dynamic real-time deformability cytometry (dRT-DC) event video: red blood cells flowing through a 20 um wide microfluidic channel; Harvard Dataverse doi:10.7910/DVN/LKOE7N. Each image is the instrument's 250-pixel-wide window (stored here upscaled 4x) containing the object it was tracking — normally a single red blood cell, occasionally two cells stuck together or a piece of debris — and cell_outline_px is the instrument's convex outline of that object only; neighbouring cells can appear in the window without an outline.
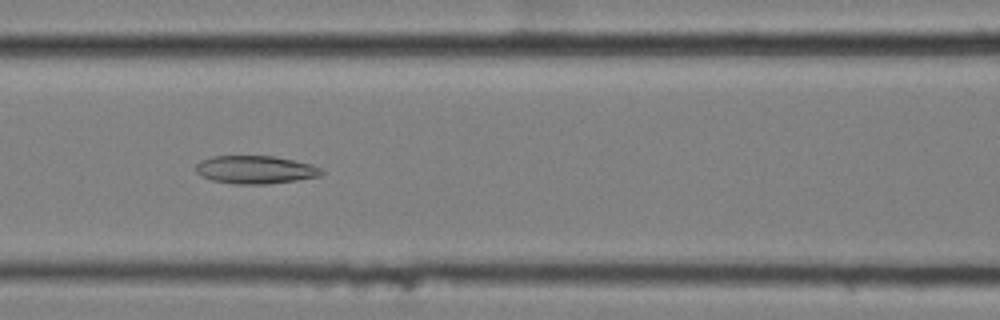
{"species": "common noctule bat (a hibernating species)", "species_latin": "Nyctalus noctula", "temperature_condition": "cold", "stored_images_in_passage": 8, "camera_frame_rate_fps": 3000, "um_per_image_px": 0.085, "animal": {"sex": "female", "body_mass_g": 25.1}, "frame": {"image": 1, "passage_image": 5, "time_ms": 1.333, "image_size_px": [1000, 320], "cell_outline_px": [[324, 172], [320, 176], [296, 180], [268, 184], [236, 184], [212, 180], [200, 176], [196, 172], [196, 164], [200, 160], [212, 156], [272, 156], [312, 164], [320, 168]], "centroid_in_image_um": [21.68, 14.42], "position_along_channel_um": 144.9, "area_um2": 20.52}}
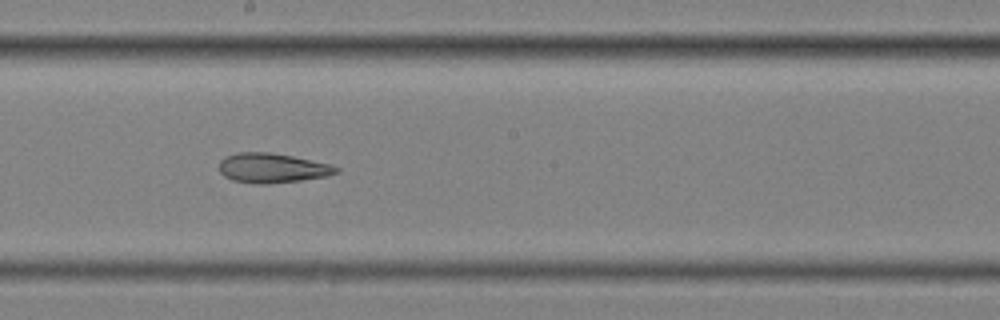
{"frame": {"image": 2, "passage_image": 7, "time_ms": 2.0, "image_size_px": [1000, 320], "cell_outline_px": [[340, 172], [328, 176], [300, 180], [268, 184], [256, 184], [232, 180], [224, 176], [220, 172], [220, 160], [224, 156], [236, 152], [272, 152], [292, 156], [328, 164], [340, 168]], "centroid_in_image_um": [23.12, 14.28], "position_along_channel_um": 225.1, "area_um2": 20.29}}
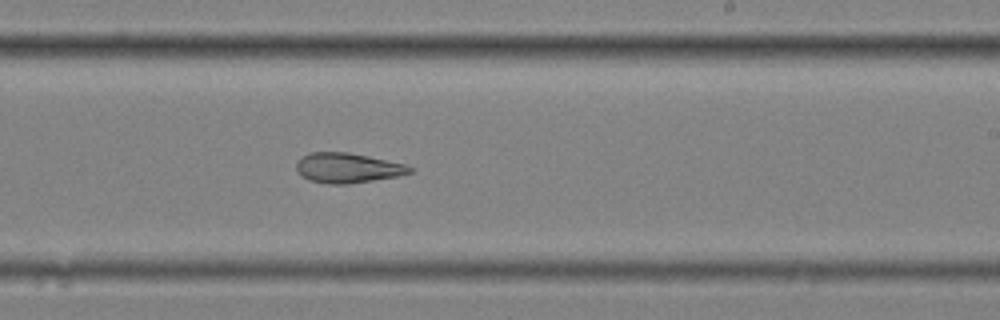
{"frame": {"image": 3, "passage_image": 8, "time_ms": 2.333, "image_size_px": [1000, 320], "cell_outline_px": [[412, 172], [396, 176], [348, 184], [328, 184], [308, 180], [296, 168], [296, 164], [308, 152], [348, 152], [368, 156], [404, 164], [412, 168]], "centroid_in_image_um": [29.53, 14.27], "position_along_channel_um": 259.5, "area_um2": 19.42}}